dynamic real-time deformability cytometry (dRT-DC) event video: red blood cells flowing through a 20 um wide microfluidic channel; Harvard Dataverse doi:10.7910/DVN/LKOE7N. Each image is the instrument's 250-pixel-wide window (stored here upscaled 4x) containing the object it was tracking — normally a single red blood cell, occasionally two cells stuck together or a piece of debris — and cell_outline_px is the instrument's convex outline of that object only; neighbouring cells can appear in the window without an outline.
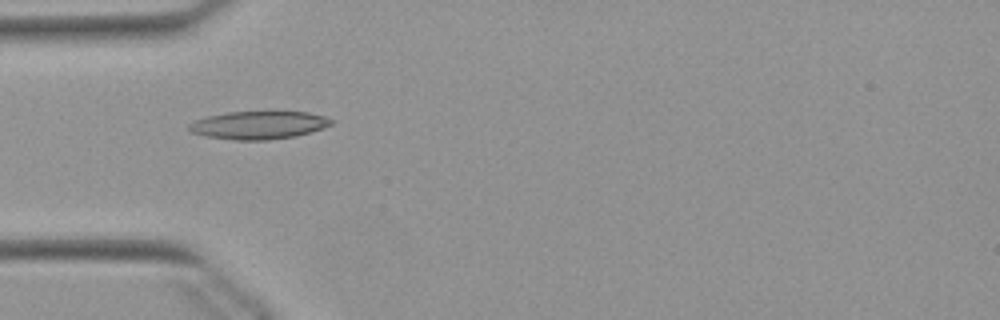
{"species": "Egyptian fruit bat (a non-hibernating species)", "species_latin": "Rousettus aegyptiacus", "temperature_condition": "warm", "stored_images_in_passage": 16, "camera_frame_rate_fps": 3000, "um_per_image_px": 0.085, "animal": {"sex": "female"}, "frame": {"image": 1, "passage_image": 1, "time_ms": 0.0, "image_size_px": [1000, 320], "cell_outline_px": [[332, 124], [296, 136], [268, 140], [232, 140], [204, 136], [188, 132], [188, 124], [196, 120], [208, 116], [228, 112], [308, 112], [324, 116], [332, 120]], "centroid_in_image_um": [21.91, 10.64], "position_along_channel_um": 63.1, "area_um2": 23.06}}
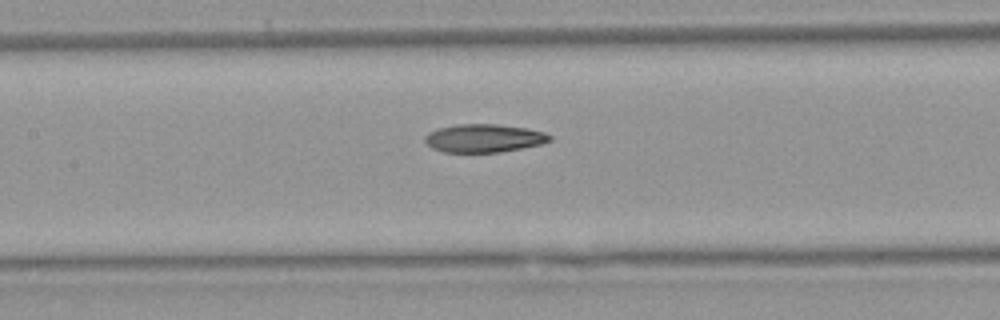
{"frame": {"image": 2, "passage_image": 9, "time_ms": 2.667, "image_size_px": [1000, 320], "cell_outline_px": [[552, 140], [544, 144], [500, 152], [444, 152], [432, 148], [424, 140], [424, 136], [428, 132], [440, 128], [456, 124], [496, 124], [528, 128], [544, 132], [552, 136]], "centroid_in_image_um": [41.17, 11.74], "position_along_channel_um": 166.2, "area_um2": 20.63}}
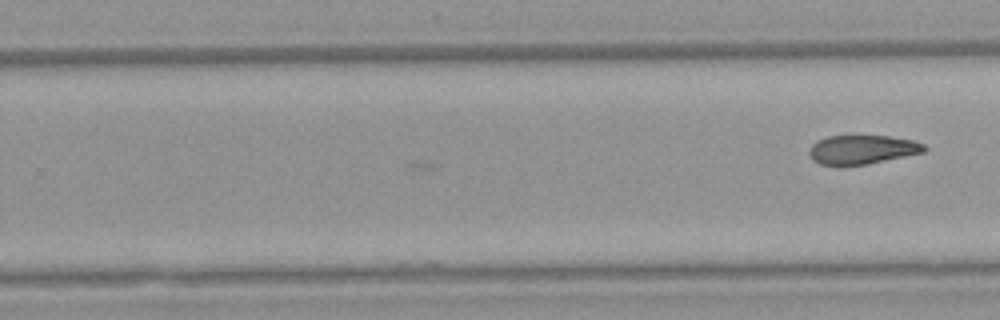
{"frame": {"image": 3, "passage_image": 16, "time_ms": 5.0, "image_size_px": [1000, 320], "cell_outline_px": [[928, 148], [924, 152], [868, 164], [840, 168], [836, 168], [820, 164], [812, 160], [808, 152], [812, 144], [816, 140], [828, 136], [888, 136], [912, 140], [924, 144]], "centroid_in_image_um": [73.22, 12.75], "position_along_channel_um": 256.6, "area_um2": 20.0}}